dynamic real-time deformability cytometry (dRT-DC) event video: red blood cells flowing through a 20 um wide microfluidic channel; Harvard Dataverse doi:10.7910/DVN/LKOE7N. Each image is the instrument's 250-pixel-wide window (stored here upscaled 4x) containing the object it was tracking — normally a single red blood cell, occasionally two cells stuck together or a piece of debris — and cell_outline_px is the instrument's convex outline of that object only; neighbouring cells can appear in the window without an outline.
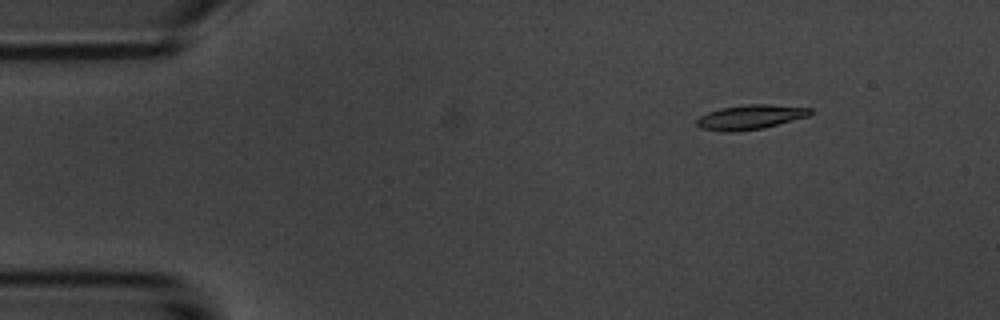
{"species": "common noctule bat (a hibernating species)", "species_latin": "Nyctalus noctula", "temperature_condition": "room temperature", "stored_images_in_passage": 8, "camera_frame_rate_fps": 3000, "um_per_image_px": 0.085, "animal": {"sex": "male", "body_mass_g": 20.1, "forearm_length_mm": 53.5}, "frame": {"image": 1, "passage_image": 2, "time_ms": 1.0, "image_size_px": [1000, 320], "cell_outline_px": [[812, 112], [808, 116], [764, 128], [732, 132], [728, 132], [700, 128], [696, 124], [696, 120], [700, 116], [708, 112], [720, 108], [748, 104], [768, 104], [812, 108]], "centroid_in_image_um": [63.77, 9.95], "position_along_channel_um": 21.2, "area_um2": 16.18}}
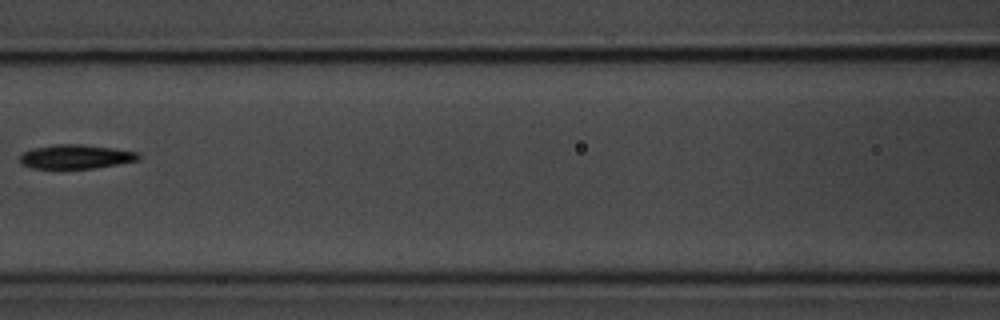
{"frame": {"image": 2, "passage_image": 7, "time_ms": 7.0, "image_size_px": [1000, 320], "cell_outline_px": [[140, 160], [92, 168], [32, 168], [24, 164], [20, 160], [20, 156], [24, 152], [32, 148], [56, 144], [80, 144], [112, 148], [136, 152], [140, 156]], "centroid_in_image_um": [6.44, 13.31], "position_along_channel_um": 160.2, "area_um2": 16.36}}
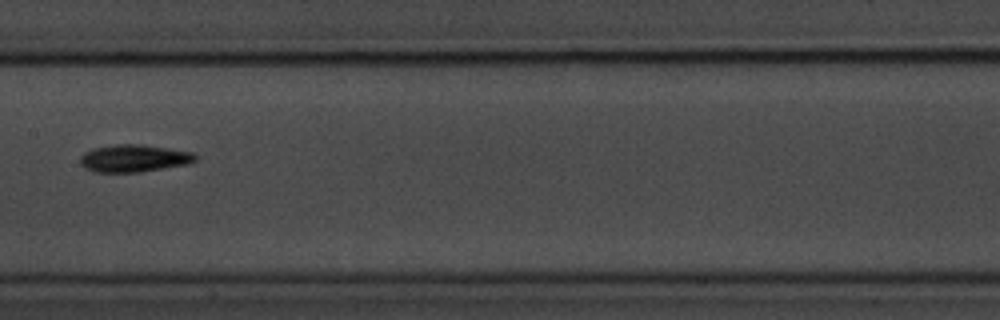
{"frame": {"image": 3, "passage_image": 8, "time_ms": 8.0, "image_size_px": [1000, 320], "cell_outline_px": [[196, 160], [184, 164], [136, 172], [96, 172], [84, 168], [80, 164], [80, 156], [84, 152], [92, 148], [116, 144], [140, 144], [192, 152], [196, 156]], "centroid_in_image_um": [11.29, 13.44], "position_along_channel_um": 196.1, "area_um2": 18.09}}